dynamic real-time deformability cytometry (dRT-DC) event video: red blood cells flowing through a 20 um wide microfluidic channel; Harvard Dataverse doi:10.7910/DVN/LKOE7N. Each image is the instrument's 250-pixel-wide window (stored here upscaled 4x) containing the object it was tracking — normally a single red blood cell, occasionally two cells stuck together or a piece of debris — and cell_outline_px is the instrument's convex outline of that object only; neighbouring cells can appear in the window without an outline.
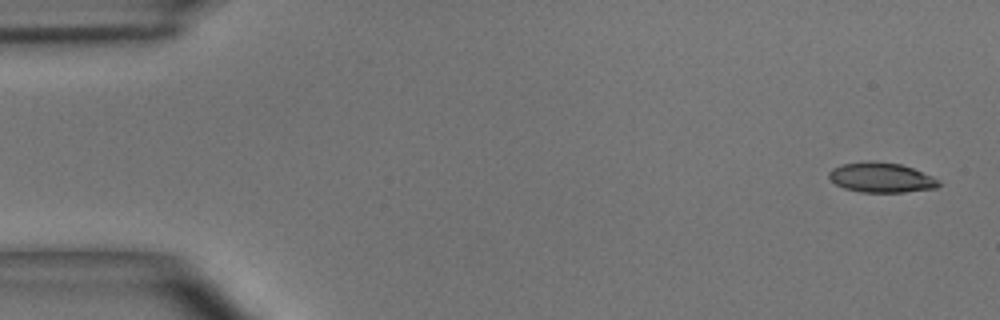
{"species": "common noctule bat (a hibernating species)", "species_latin": "Nyctalus noctula", "temperature_condition": "room temperature", "stored_images_in_passage": 5, "camera_frame_rate_fps": 3000, "um_per_image_px": 0.085, "animal": {"sex": "male", "body_mass_g": 15.6}, "frame": {"image": 1, "passage_image": 1, "time_ms": 0.0, "image_size_px": [1000, 320], "cell_outline_px": [[944, 184], [936, 188], [904, 192], [860, 192], [844, 188], [836, 184], [828, 176], [828, 172], [832, 168], [844, 164], [868, 160], [900, 164], [912, 168], [932, 176], [940, 180]], "centroid_in_image_um": [74.93, 15.09], "position_along_channel_um": 10.1, "area_um2": 19.19}}
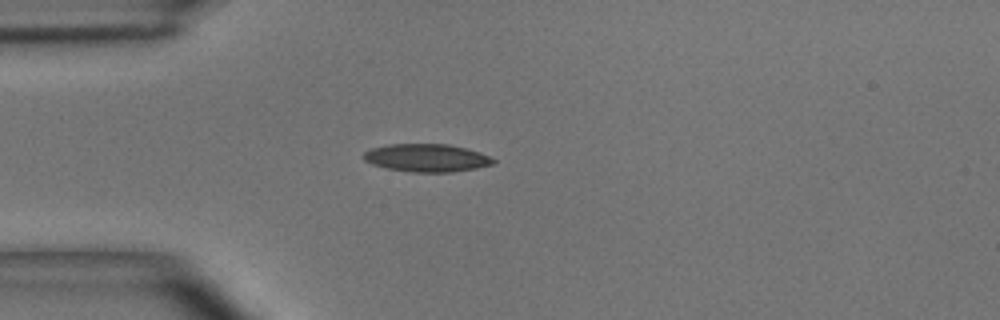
{"frame": {"image": 2, "passage_image": 4, "time_ms": 1.0, "image_size_px": [1000, 320], "cell_outline_px": [[496, 160], [492, 164], [476, 168], [452, 172], [412, 172], [388, 168], [372, 164], [364, 160], [364, 152], [372, 148], [388, 144], [448, 144], [480, 152]], "centroid_in_image_um": [36.26, 13.42], "position_along_channel_um": 48.7, "area_um2": 20.87}}